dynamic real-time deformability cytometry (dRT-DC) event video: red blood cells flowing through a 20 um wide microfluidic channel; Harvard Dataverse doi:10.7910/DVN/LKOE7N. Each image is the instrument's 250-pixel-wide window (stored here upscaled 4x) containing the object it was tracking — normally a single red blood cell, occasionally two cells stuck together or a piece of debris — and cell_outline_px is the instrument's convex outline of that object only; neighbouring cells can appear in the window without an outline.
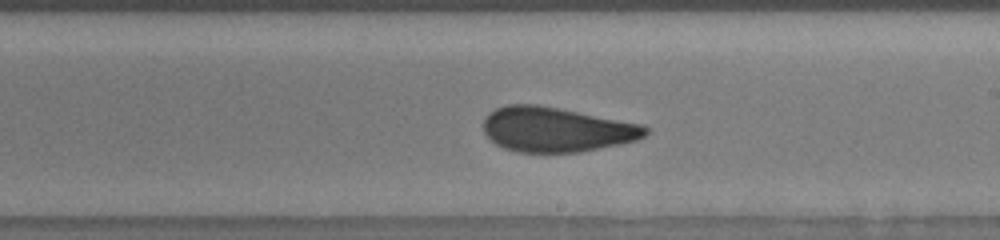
{"species": "human", "species_latin": "Homo sapiens", "temperature_condition": "room temperature", "stored_images_in_passage": 36, "camera_frame_rate_fps": 3000, "um_per_image_px": 0.085, "donor": {"sex": "male"}, "frame": {"image": 1, "passage_image": 16, "time_ms": 5.0, "image_size_px": [1000, 240], "cell_outline_px": [[648, 132], [644, 136], [636, 140], [620, 144], [580, 152], [516, 152], [504, 148], [496, 144], [484, 132], [484, 116], [488, 112], [496, 108], [508, 104], [536, 104], [644, 124], [648, 128]], "centroid_in_image_um": [47.28, 11.0], "position_along_channel_um": 241.7, "area_um2": 42.25}}
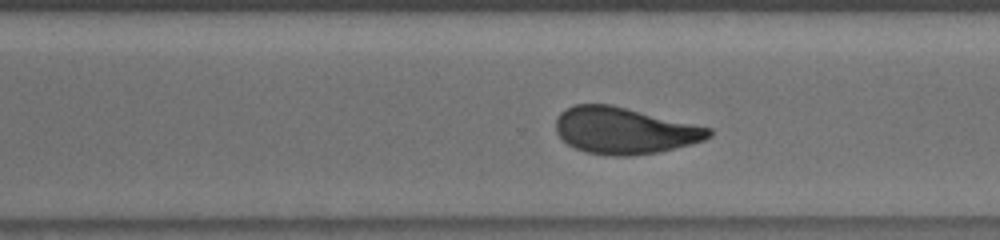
{"frame": {"image": 2, "passage_image": 22, "time_ms": 7.0, "image_size_px": [1000, 240], "cell_outline_px": [[712, 136], [704, 140], [692, 144], [656, 152], [628, 156], [616, 156], [588, 152], [576, 148], [568, 144], [556, 132], [556, 120], [560, 112], [564, 108], [572, 104], [612, 104], [712, 128]], "centroid_in_image_um": [53.07, 11.08], "position_along_channel_um": 317.5, "area_um2": 41.5}}
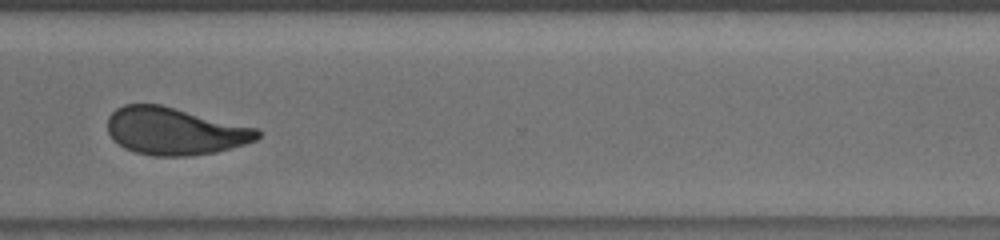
{"frame": {"image": 3, "passage_image": 25, "time_ms": 8.0, "image_size_px": [1000, 240], "cell_outline_px": [[260, 136], [256, 140], [244, 144], [216, 152], [188, 156], [152, 156], [136, 152], [124, 148], [112, 140], [108, 132], [108, 116], [116, 108], [124, 104], [160, 104], [260, 128]], "centroid_in_image_um": [14.86, 11.14], "position_along_channel_um": 355.7, "area_um2": 41.73}, "authors_computed_cell_mechanics": {"area_um2": 41.8472, "velocity_mm_per_s": 3.7974, "shape_relaxation_time_tau1_ms": null, "shape_relaxation_time_tau2_ms": 0.9681, "deformation_change_tau1": null, "deformation_change_tau2": 0.0677}}